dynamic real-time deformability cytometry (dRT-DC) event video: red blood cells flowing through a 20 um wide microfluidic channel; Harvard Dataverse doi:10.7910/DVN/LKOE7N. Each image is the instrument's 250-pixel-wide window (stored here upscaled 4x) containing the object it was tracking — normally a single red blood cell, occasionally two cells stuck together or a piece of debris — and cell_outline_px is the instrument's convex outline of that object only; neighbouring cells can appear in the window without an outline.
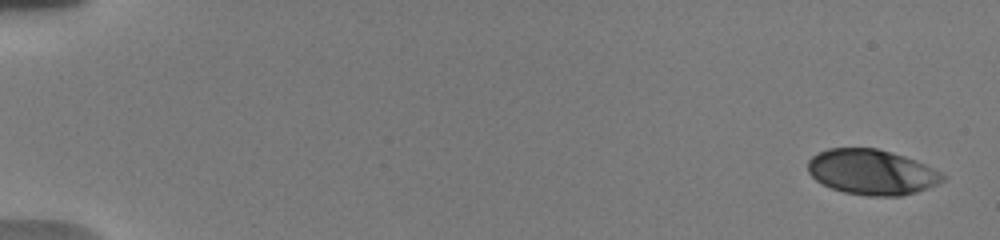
{"species": "human", "species_latin": "Homo sapiens", "temperature_condition": "warm", "stored_images_in_passage": 23, "camera_frame_rate_fps": 3000, "um_per_image_px": 0.085, "donor": {"sex": "male"}, "frame": {"image": 1, "passage_image": 1, "time_ms": 0.0, "image_size_px": [1000, 240], "cell_outline_px": [[948, 176], [944, 180], [928, 188], [916, 192], [900, 196], [868, 196], [844, 192], [832, 188], [816, 180], [808, 172], [808, 160], [812, 156], [828, 148], [876, 148], [892, 152], [916, 160]], "centroid_in_image_um": [74.11, 14.63], "position_along_channel_um": 10.9, "area_um2": 35.49}}
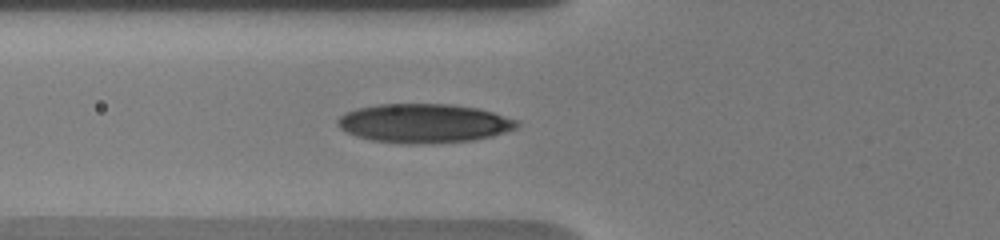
{"frame": {"image": 2, "passage_image": 14, "time_ms": 6.667, "image_size_px": [1000, 240], "cell_outline_px": [[520, 124], [516, 128], [492, 136], [472, 140], [408, 144], [372, 140], [356, 136], [340, 128], [336, 124], [336, 120], [344, 112], [356, 108], [380, 104], [452, 104], [476, 108], [492, 112], [520, 120]], "centroid_in_image_um": [36.02, 10.46], "position_along_channel_um": 89.8, "area_um2": 40.63}}
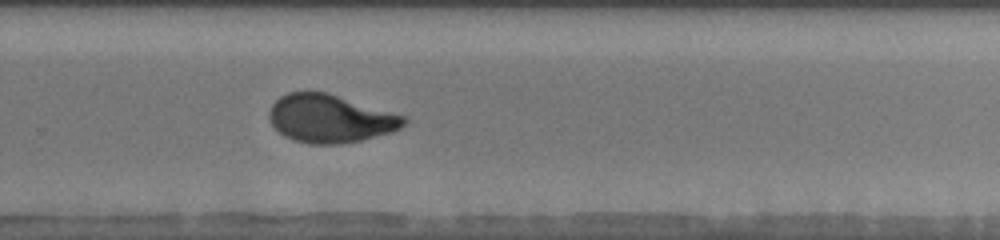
{"frame": {"image": 3, "passage_image": 23, "time_ms": 12.333, "image_size_px": [1000, 240], "cell_outline_px": [[408, 120], [400, 128], [392, 132], [360, 140], [340, 144], [312, 144], [292, 140], [284, 136], [268, 120], [268, 112], [272, 104], [280, 96], [288, 92], [328, 92], [408, 116]], "centroid_in_image_um": [28.08, 10.07], "position_along_channel_um": 301.7, "area_um2": 38.03}}